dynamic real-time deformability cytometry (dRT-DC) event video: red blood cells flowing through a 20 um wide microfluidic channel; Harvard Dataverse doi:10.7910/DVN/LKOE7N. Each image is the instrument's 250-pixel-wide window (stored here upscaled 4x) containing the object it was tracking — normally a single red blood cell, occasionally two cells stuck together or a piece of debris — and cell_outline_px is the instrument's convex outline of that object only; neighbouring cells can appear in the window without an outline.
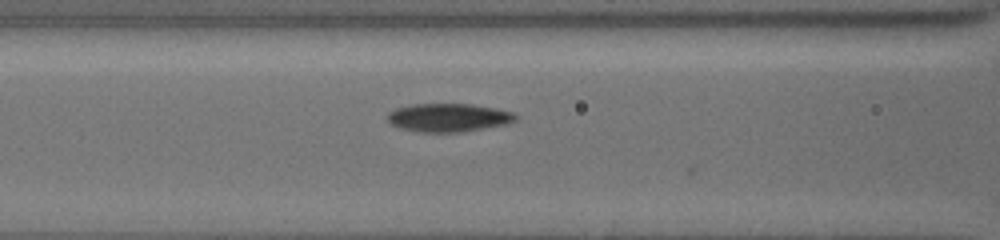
{"species": "common noctule bat (a hibernating species)", "species_latin": "Nyctalus noctula", "temperature_condition": "cold", "stored_images_in_passage": 9, "camera_frame_rate_fps": 3000, "um_per_image_px": 0.085, "animal": {"sex": "female", "body_mass_g": 19.5, "forearm_length_mm": 54.1}, "frame": {"image": 1, "passage_image": 4, "time_ms": 1.0, "image_size_px": [1000, 240], "cell_outline_px": [[520, 116], [516, 120], [508, 124], [460, 132], [424, 132], [400, 128], [392, 124], [388, 120], [388, 112], [396, 108], [412, 104], [472, 104], [496, 108], [516, 112]], "centroid_in_image_um": [38.19, 9.98], "position_along_channel_um": 128.4, "area_um2": 21.27}}
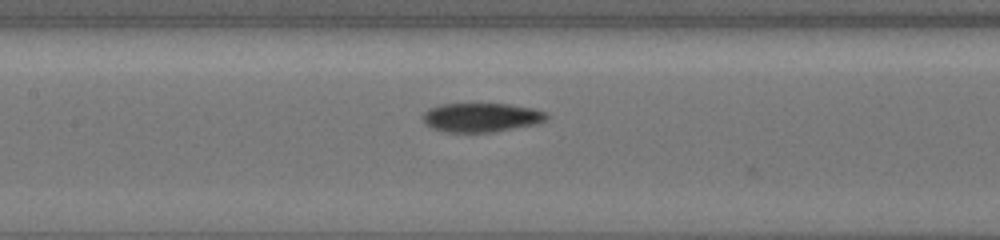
{"frame": {"image": 2, "passage_image": 7, "time_ms": 2.0, "image_size_px": [1000, 240], "cell_outline_px": [[548, 116], [544, 120], [536, 124], [492, 132], [448, 132], [436, 128], [428, 124], [420, 116], [428, 108], [440, 104], [508, 104], [532, 108], [544, 112]], "centroid_in_image_um": [40.89, 9.97], "position_along_channel_um": 166.5, "area_um2": 20.63}}